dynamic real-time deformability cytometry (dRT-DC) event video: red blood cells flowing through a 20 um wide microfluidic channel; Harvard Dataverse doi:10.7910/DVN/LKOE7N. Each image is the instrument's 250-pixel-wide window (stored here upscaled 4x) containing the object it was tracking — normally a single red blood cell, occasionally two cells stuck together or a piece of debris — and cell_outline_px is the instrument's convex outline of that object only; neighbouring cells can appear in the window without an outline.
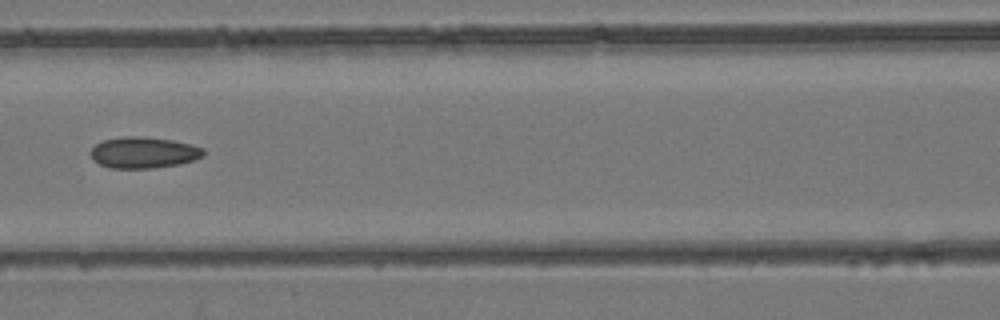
{"species": "common noctule bat (a hibernating species)", "species_latin": "Nyctalus noctula", "temperature_condition": "room temperature", "stored_images_in_passage": 6, "camera_frame_rate_fps": 3000, "um_per_image_px": 0.085, "animal": {"sex": "female", "body_mass_g": 24.6, "forearm_length_mm": 56.2}, "frame": {"image": 1, "passage_image": 6, "time_ms": 1.667, "image_size_px": [1000, 320], "cell_outline_px": [[204, 156], [196, 160], [180, 164], [152, 168], [108, 168], [92, 160], [88, 152], [96, 144], [104, 140], [124, 136], [144, 136], [172, 140], [192, 144], [204, 148]], "centroid_in_image_um": [12.21, 12.97], "position_along_channel_um": 154.4, "area_um2": 20.87}}